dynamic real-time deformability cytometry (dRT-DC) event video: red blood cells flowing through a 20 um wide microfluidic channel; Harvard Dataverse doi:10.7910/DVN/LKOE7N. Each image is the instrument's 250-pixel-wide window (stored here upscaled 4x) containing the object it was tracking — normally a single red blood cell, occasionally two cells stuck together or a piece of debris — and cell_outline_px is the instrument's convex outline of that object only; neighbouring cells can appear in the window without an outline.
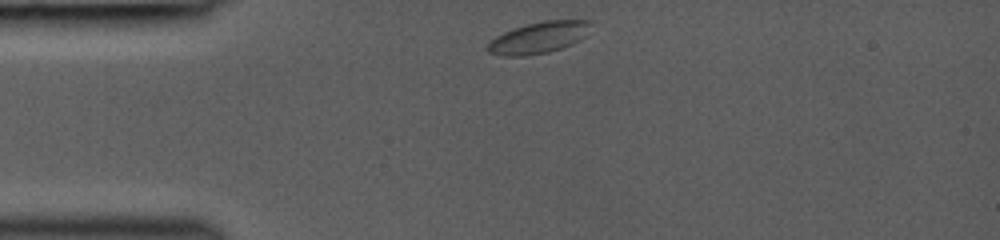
{"species": "common noctule bat (a hibernating species)", "species_latin": "Nyctalus noctula", "temperature_condition": "room temperature", "stored_images_in_passage": 2, "camera_frame_rate_fps": 3000, "um_per_image_px": 0.085, "animal": {"sex": "female", "body_mass_g": 19.0, "forearm_length_mm": 53.3}, "frame": {"image": 1, "passage_image": 1, "time_ms": 0.0, "image_size_px": [1000, 240], "cell_outline_px": [[592, 20], [588, 36], [572, 44], [548, 52], [524, 56], [500, 56], [488, 52], [484, 48], [496, 36], [512, 28], [544, 20]], "centroid_in_image_um": [45.81, 3.19], "position_along_channel_um": 39.2, "area_um2": 19.13}}